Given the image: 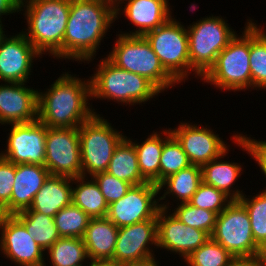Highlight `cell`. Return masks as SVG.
<instances>
[{
    "label": "cell",
    "mask_w": 266,
    "mask_h": 266,
    "mask_svg": "<svg viewBox=\"0 0 266 266\" xmlns=\"http://www.w3.org/2000/svg\"><path fill=\"white\" fill-rule=\"evenodd\" d=\"M14 216L25 226L28 234L42 248L48 250L59 238L54 218L25 209Z\"/></svg>",
    "instance_id": "29"
},
{
    "label": "cell",
    "mask_w": 266,
    "mask_h": 266,
    "mask_svg": "<svg viewBox=\"0 0 266 266\" xmlns=\"http://www.w3.org/2000/svg\"><path fill=\"white\" fill-rule=\"evenodd\" d=\"M233 256L212 238L197 250H194L184 261L188 266H228Z\"/></svg>",
    "instance_id": "35"
},
{
    "label": "cell",
    "mask_w": 266,
    "mask_h": 266,
    "mask_svg": "<svg viewBox=\"0 0 266 266\" xmlns=\"http://www.w3.org/2000/svg\"><path fill=\"white\" fill-rule=\"evenodd\" d=\"M52 266H84L88 258L82 238L60 237L48 250Z\"/></svg>",
    "instance_id": "31"
},
{
    "label": "cell",
    "mask_w": 266,
    "mask_h": 266,
    "mask_svg": "<svg viewBox=\"0 0 266 266\" xmlns=\"http://www.w3.org/2000/svg\"><path fill=\"white\" fill-rule=\"evenodd\" d=\"M45 145V167L51 175L82 176L78 128L47 127Z\"/></svg>",
    "instance_id": "11"
},
{
    "label": "cell",
    "mask_w": 266,
    "mask_h": 266,
    "mask_svg": "<svg viewBox=\"0 0 266 266\" xmlns=\"http://www.w3.org/2000/svg\"><path fill=\"white\" fill-rule=\"evenodd\" d=\"M89 266H121L113 261L90 260Z\"/></svg>",
    "instance_id": "44"
},
{
    "label": "cell",
    "mask_w": 266,
    "mask_h": 266,
    "mask_svg": "<svg viewBox=\"0 0 266 266\" xmlns=\"http://www.w3.org/2000/svg\"><path fill=\"white\" fill-rule=\"evenodd\" d=\"M159 205L156 215L158 248L176 252L186 260L194 250L211 238L207 232L184 224L173 213L168 215L167 203Z\"/></svg>",
    "instance_id": "14"
},
{
    "label": "cell",
    "mask_w": 266,
    "mask_h": 266,
    "mask_svg": "<svg viewBox=\"0 0 266 266\" xmlns=\"http://www.w3.org/2000/svg\"><path fill=\"white\" fill-rule=\"evenodd\" d=\"M151 243V244H150ZM150 245L157 247V221L149 219L119 228L113 262L121 265L152 257Z\"/></svg>",
    "instance_id": "18"
},
{
    "label": "cell",
    "mask_w": 266,
    "mask_h": 266,
    "mask_svg": "<svg viewBox=\"0 0 266 266\" xmlns=\"http://www.w3.org/2000/svg\"><path fill=\"white\" fill-rule=\"evenodd\" d=\"M73 178L49 175L34 196L30 210L54 217L62 208L72 203Z\"/></svg>",
    "instance_id": "22"
},
{
    "label": "cell",
    "mask_w": 266,
    "mask_h": 266,
    "mask_svg": "<svg viewBox=\"0 0 266 266\" xmlns=\"http://www.w3.org/2000/svg\"><path fill=\"white\" fill-rule=\"evenodd\" d=\"M190 26V27H189ZM187 27L190 71L202 78L215 64L218 54L237 35L219 16H209Z\"/></svg>",
    "instance_id": "7"
},
{
    "label": "cell",
    "mask_w": 266,
    "mask_h": 266,
    "mask_svg": "<svg viewBox=\"0 0 266 266\" xmlns=\"http://www.w3.org/2000/svg\"><path fill=\"white\" fill-rule=\"evenodd\" d=\"M202 182V169L197 165H190L189 167L180 170L168 176L159 184V191L164 190L163 196L159 200H165L167 194L176 197L181 201L180 203H188L193 194L197 191L199 184ZM164 186V187H163Z\"/></svg>",
    "instance_id": "28"
},
{
    "label": "cell",
    "mask_w": 266,
    "mask_h": 266,
    "mask_svg": "<svg viewBox=\"0 0 266 266\" xmlns=\"http://www.w3.org/2000/svg\"><path fill=\"white\" fill-rule=\"evenodd\" d=\"M157 261H155V257H149L140 261H133L121 264V266H159L157 265Z\"/></svg>",
    "instance_id": "43"
},
{
    "label": "cell",
    "mask_w": 266,
    "mask_h": 266,
    "mask_svg": "<svg viewBox=\"0 0 266 266\" xmlns=\"http://www.w3.org/2000/svg\"><path fill=\"white\" fill-rule=\"evenodd\" d=\"M227 152L228 150L222 156L211 160L201 167L202 181L222 191L231 200H239L243 195L242 191L239 189L233 190L231 186L235 185V181L243 170L241 168L242 166L238 163H230L229 161L222 162V160H219L224 158Z\"/></svg>",
    "instance_id": "24"
},
{
    "label": "cell",
    "mask_w": 266,
    "mask_h": 266,
    "mask_svg": "<svg viewBox=\"0 0 266 266\" xmlns=\"http://www.w3.org/2000/svg\"><path fill=\"white\" fill-rule=\"evenodd\" d=\"M110 3L112 6L116 7L118 5L119 0H102Z\"/></svg>",
    "instance_id": "47"
},
{
    "label": "cell",
    "mask_w": 266,
    "mask_h": 266,
    "mask_svg": "<svg viewBox=\"0 0 266 266\" xmlns=\"http://www.w3.org/2000/svg\"><path fill=\"white\" fill-rule=\"evenodd\" d=\"M115 20V7L108 2L71 0L63 37V58L91 61Z\"/></svg>",
    "instance_id": "1"
},
{
    "label": "cell",
    "mask_w": 266,
    "mask_h": 266,
    "mask_svg": "<svg viewBox=\"0 0 266 266\" xmlns=\"http://www.w3.org/2000/svg\"><path fill=\"white\" fill-rule=\"evenodd\" d=\"M21 0H0V18L2 15L19 12ZM1 20V19H0Z\"/></svg>",
    "instance_id": "42"
},
{
    "label": "cell",
    "mask_w": 266,
    "mask_h": 266,
    "mask_svg": "<svg viewBox=\"0 0 266 266\" xmlns=\"http://www.w3.org/2000/svg\"><path fill=\"white\" fill-rule=\"evenodd\" d=\"M107 58L117 67L141 75L160 91L178 83L163 67L144 36L119 34Z\"/></svg>",
    "instance_id": "5"
},
{
    "label": "cell",
    "mask_w": 266,
    "mask_h": 266,
    "mask_svg": "<svg viewBox=\"0 0 266 266\" xmlns=\"http://www.w3.org/2000/svg\"><path fill=\"white\" fill-rule=\"evenodd\" d=\"M166 137L158 132L149 135L141 144L131 141L136 149L137 160L142 177L147 181L160 184V158L164 142L172 135L171 129L163 131ZM158 133V134H157Z\"/></svg>",
    "instance_id": "25"
},
{
    "label": "cell",
    "mask_w": 266,
    "mask_h": 266,
    "mask_svg": "<svg viewBox=\"0 0 266 266\" xmlns=\"http://www.w3.org/2000/svg\"><path fill=\"white\" fill-rule=\"evenodd\" d=\"M40 55L22 32L5 36L0 42V80L26 83L32 72V60Z\"/></svg>",
    "instance_id": "17"
},
{
    "label": "cell",
    "mask_w": 266,
    "mask_h": 266,
    "mask_svg": "<svg viewBox=\"0 0 266 266\" xmlns=\"http://www.w3.org/2000/svg\"><path fill=\"white\" fill-rule=\"evenodd\" d=\"M106 172L132 186L147 182L140 173L135 146L127 137L116 147Z\"/></svg>",
    "instance_id": "26"
},
{
    "label": "cell",
    "mask_w": 266,
    "mask_h": 266,
    "mask_svg": "<svg viewBox=\"0 0 266 266\" xmlns=\"http://www.w3.org/2000/svg\"><path fill=\"white\" fill-rule=\"evenodd\" d=\"M171 133L182 145L191 165L202 167L229 150L218 134L207 127H197V124L180 123Z\"/></svg>",
    "instance_id": "16"
},
{
    "label": "cell",
    "mask_w": 266,
    "mask_h": 266,
    "mask_svg": "<svg viewBox=\"0 0 266 266\" xmlns=\"http://www.w3.org/2000/svg\"><path fill=\"white\" fill-rule=\"evenodd\" d=\"M228 266H263L260 254L254 256L233 257Z\"/></svg>",
    "instance_id": "41"
},
{
    "label": "cell",
    "mask_w": 266,
    "mask_h": 266,
    "mask_svg": "<svg viewBox=\"0 0 266 266\" xmlns=\"http://www.w3.org/2000/svg\"><path fill=\"white\" fill-rule=\"evenodd\" d=\"M11 125L7 149L0 156L13 164L45 166L47 126L38 119Z\"/></svg>",
    "instance_id": "13"
},
{
    "label": "cell",
    "mask_w": 266,
    "mask_h": 266,
    "mask_svg": "<svg viewBox=\"0 0 266 266\" xmlns=\"http://www.w3.org/2000/svg\"><path fill=\"white\" fill-rule=\"evenodd\" d=\"M60 76L44 94L38 91V120L50 128H79L95 114L87 105L90 80L68 72Z\"/></svg>",
    "instance_id": "2"
},
{
    "label": "cell",
    "mask_w": 266,
    "mask_h": 266,
    "mask_svg": "<svg viewBox=\"0 0 266 266\" xmlns=\"http://www.w3.org/2000/svg\"><path fill=\"white\" fill-rule=\"evenodd\" d=\"M250 69L252 88H266V32L250 20Z\"/></svg>",
    "instance_id": "30"
},
{
    "label": "cell",
    "mask_w": 266,
    "mask_h": 266,
    "mask_svg": "<svg viewBox=\"0 0 266 266\" xmlns=\"http://www.w3.org/2000/svg\"><path fill=\"white\" fill-rule=\"evenodd\" d=\"M174 210V216L184 224L212 235L217 218L215 212L194 207L189 203H180Z\"/></svg>",
    "instance_id": "36"
},
{
    "label": "cell",
    "mask_w": 266,
    "mask_h": 266,
    "mask_svg": "<svg viewBox=\"0 0 266 266\" xmlns=\"http://www.w3.org/2000/svg\"><path fill=\"white\" fill-rule=\"evenodd\" d=\"M53 218L59 236L64 238H83L90 220V217L73 203L62 208Z\"/></svg>",
    "instance_id": "32"
},
{
    "label": "cell",
    "mask_w": 266,
    "mask_h": 266,
    "mask_svg": "<svg viewBox=\"0 0 266 266\" xmlns=\"http://www.w3.org/2000/svg\"><path fill=\"white\" fill-rule=\"evenodd\" d=\"M122 3L126 4L123 10L124 15L131 21V24L139 27L134 32L122 33L125 35L144 36L147 32L165 24L172 17L168 0H119L115 7V18H118L121 12L119 5Z\"/></svg>",
    "instance_id": "21"
},
{
    "label": "cell",
    "mask_w": 266,
    "mask_h": 266,
    "mask_svg": "<svg viewBox=\"0 0 266 266\" xmlns=\"http://www.w3.org/2000/svg\"><path fill=\"white\" fill-rule=\"evenodd\" d=\"M49 175V170L39 164H15V183L11 200L0 214L14 215L28 209Z\"/></svg>",
    "instance_id": "20"
},
{
    "label": "cell",
    "mask_w": 266,
    "mask_h": 266,
    "mask_svg": "<svg viewBox=\"0 0 266 266\" xmlns=\"http://www.w3.org/2000/svg\"><path fill=\"white\" fill-rule=\"evenodd\" d=\"M211 238L233 257L254 256L262 250L255 243L249 214L239 200H232L217 215Z\"/></svg>",
    "instance_id": "10"
},
{
    "label": "cell",
    "mask_w": 266,
    "mask_h": 266,
    "mask_svg": "<svg viewBox=\"0 0 266 266\" xmlns=\"http://www.w3.org/2000/svg\"><path fill=\"white\" fill-rule=\"evenodd\" d=\"M25 2V3H24ZM71 0H21L28 32L22 31L40 54L63 58V37L70 13Z\"/></svg>",
    "instance_id": "3"
},
{
    "label": "cell",
    "mask_w": 266,
    "mask_h": 266,
    "mask_svg": "<svg viewBox=\"0 0 266 266\" xmlns=\"http://www.w3.org/2000/svg\"><path fill=\"white\" fill-rule=\"evenodd\" d=\"M144 37L151 44L164 69L178 82L190 74L187 29L173 16L162 26L147 32ZM189 71V72H188Z\"/></svg>",
    "instance_id": "9"
},
{
    "label": "cell",
    "mask_w": 266,
    "mask_h": 266,
    "mask_svg": "<svg viewBox=\"0 0 266 266\" xmlns=\"http://www.w3.org/2000/svg\"><path fill=\"white\" fill-rule=\"evenodd\" d=\"M85 176L73 178L72 203L81 208L90 218L106 217L108 212V203L100 191L99 185L93 177L91 180H85Z\"/></svg>",
    "instance_id": "27"
},
{
    "label": "cell",
    "mask_w": 266,
    "mask_h": 266,
    "mask_svg": "<svg viewBox=\"0 0 266 266\" xmlns=\"http://www.w3.org/2000/svg\"><path fill=\"white\" fill-rule=\"evenodd\" d=\"M3 31L2 21L0 20V42L6 36Z\"/></svg>",
    "instance_id": "46"
},
{
    "label": "cell",
    "mask_w": 266,
    "mask_h": 266,
    "mask_svg": "<svg viewBox=\"0 0 266 266\" xmlns=\"http://www.w3.org/2000/svg\"><path fill=\"white\" fill-rule=\"evenodd\" d=\"M260 255H261V258H262L263 266H266V247L261 250Z\"/></svg>",
    "instance_id": "45"
},
{
    "label": "cell",
    "mask_w": 266,
    "mask_h": 266,
    "mask_svg": "<svg viewBox=\"0 0 266 266\" xmlns=\"http://www.w3.org/2000/svg\"><path fill=\"white\" fill-rule=\"evenodd\" d=\"M92 177L99 185L108 205L122 198L132 186L130 183L118 179L107 172H101Z\"/></svg>",
    "instance_id": "38"
},
{
    "label": "cell",
    "mask_w": 266,
    "mask_h": 266,
    "mask_svg": "<svg viewBox=\"0 0 266 266\" xmlns=\"http://www.w3.org/2000/svg\"><path fill=\"white\" fill-rule=\"evenodd\" d=\"M239 201L249 214L255 243L264 249L266 247V190L254 195L252 199L242 195Z\"/></svg>",
    "instance_id": "33"
},
{
    "label": "cell",
    "mask_w": 266,
    "mask_h": 266,
    "mask_svg": "<svg viewBox=\"0 0 266 266\" xmlns=\"http://www.w3.org/2000/svg\"><path fill=\"white\" fill-rule=\"evenodd\" d=\"M118 231L107 217L90 218L82 238L89 260L113 261Z\"/></svg>",
    "instance_id": "23"
},
{
    "label": "cell",
    "mask_w": 266,
    "mask_h": 266,
    "mask_svg": "<svg viewBox=\"0 0 266 266\" xmlns=\"http://www.w3.org/2000/svg\"><path fill=\"white\" fill-rule=\"evenodd\" d=\"M231 201L222 191L202 181L188 203L219 215Z\"/></svg>",
    "instance_id": "37"
},
{
    "label": "cell",
    "mask_w": 266,
    "mask_h": 266,
    "mask_svg": "<svg viewBox=\"0 0 266 266\" xmlns=\"http://www.w3.org/2000/svg\"><path fill=\"white\" fill-rule=\"evenodd\" d=\"M243 36L236 35L218 54L215 64L201 78L225 91L252 88L250 69V21ZM248 87V88H247Z\"/></svg>",
    "instance_id": "6"
},
{
    "label": "cell",
    "mask_w": 266,
    "mask_h": 266,
    "mask_svg": "<svg viewBox=\"0 0 266 266\" xmlns=\"http://www.w3.org/2000/svg\"><path fill=\"white\" fill-rule=\"evenodd\" d=\"M159 187L151 182L131 186L127 193L108 205L106 217L118 228L156 219L160 209Z\"/></svg>",
    "instance_id": "12"
},
{
    "label": "cell",
    "mask_w": 266,
    "mask_h": 266,
    "mask_svg": "<svg viewBox=\"0 0 266 266\" xmlns=\"http://www.w3.org/2000/svg\"><path fill=\"white\" fill-rule=\"evenodd\" d=\"M235 142L242 147L247 153L253 156L254 160L257 161L261 172L266 177V141H255V139L249 138L242 134H236L233 136Z\"/></svg>",
    "instance_id": "40"
},
{
    "label": "cell",
    "mask_w": 266,
    "mask_h": 266,
    "mask_svg": "<svg viewBox=\"0 0 266 266\" xmlns=\"http://www.w3.org/2000/svg\"><path fill=\"white\" fill-rule=\"evenodd\" d=\"M107 121L95 113L78 128L82 176L106 172L116 147L126 137Z\"/></svg>",
    "instance_id": "8"
},
{
    "label": "cell",
    "mask_w": 266,
    "mask_h": 266,
    "mask_svg": "<svg viewBox=\"0 0 266 266\" xmlns=\"http://www.w3.org/2000/svg\"><path fill=\"white\" fill-rule=\"evenodd\" d=\"M15 183V164L0 156V211L10 202Z\"/></svg>",
    "instance_id": "39"
},
{
    "label": "cell",
    "mask_w": 266,
    "mask_h": 266,
    "mask_svg": "<svg viewBox=\"0 0 266 266\" xmlns=\"http://www.w3.org/2000/svg\"><path fill=\"white\" fill-rule=\"evenodd\" d=\"M191 165L182 145L171 135L163 144L160 158V183L168 176Z\"/></svg>",
    "instance_id": "34"
},
{
    "label": "cell",
    "mask_w": 266,
    "mask_h": 266,
    "mask_svg": "<svg viewBox=\"0 0 266 266\" xmlns=\"http://www.w3.org/2000/svg\"><path fill=\"white\" fill-rule=\"evenodd\" d=\"M0 249L19 266H44L42 248L14 215L0 214Z\"/></svg>",
    "instance_id": "15"
},
{
    "label": "cell",
    "mask_w": 266,
    "mask_h": 266,
    "mask_svg": "<svg viewBox=\"0 0 266 266\" xmlns=\"http://www.w3.org/2000/svg\"><path fill=\"white\" fill-rule=\"evenodd\" d=\"M104 58L96 74L90 76L91 98H107L130 106L147 102L161 93L147 78L121 69Z\"/></svg>",
    "instance_id": "4"
},
{
    "label": "cell",
    "mask_w": 266,
    "mask_h": 266,
    "mask_svg": "<svg viewBox=\"0 0 266 266\" xmlns=\"http://www.w3.org/2000/svg\"><path fill=\"white\" fill-rule=\"evenodd\" d=\"M25 83L0 85V123H30L38 119V90Z\"/></svg>",
    "instance_id": "19"
}]
</instances>
